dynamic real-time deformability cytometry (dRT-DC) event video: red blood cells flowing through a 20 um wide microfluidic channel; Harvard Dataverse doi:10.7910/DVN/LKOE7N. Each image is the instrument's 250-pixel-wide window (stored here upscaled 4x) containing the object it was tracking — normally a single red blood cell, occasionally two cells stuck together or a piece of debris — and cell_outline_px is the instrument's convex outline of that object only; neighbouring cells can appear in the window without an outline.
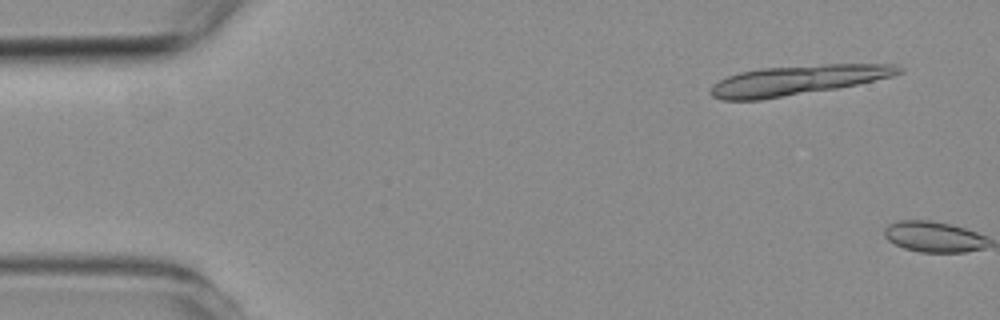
{"species": "common noctule bat (a hibernating species)", "species_latin": "Nyctalus noctula", "temperature_condition": "room temperature", "stored_images_in_passage": 3, "camera_frame_rate_fps": 3000, "um_per_image_px": 0.085, "animal": {"sex": "female", "body_mass_g": 19.3, "forearm_length_mm": 54.1}, "frame": {"image": 1, "passage_image": 2, "time_ms": 1.0, "image_size_px": [1000, 320], "cell_outline_px": [[904, 72], [892, 76], [856, 84], [836, 88], [760, 100], [724, 100], [712, 96], [708, 92], [720, 80], [728, 76], [740, 72], [760, 68], [824, 64], [892, 64], [904, 68]], "centroid_in_image_um": [67.8, 6.81], "position_along_channel_um": 17.2, "area_um2": 32.31}}